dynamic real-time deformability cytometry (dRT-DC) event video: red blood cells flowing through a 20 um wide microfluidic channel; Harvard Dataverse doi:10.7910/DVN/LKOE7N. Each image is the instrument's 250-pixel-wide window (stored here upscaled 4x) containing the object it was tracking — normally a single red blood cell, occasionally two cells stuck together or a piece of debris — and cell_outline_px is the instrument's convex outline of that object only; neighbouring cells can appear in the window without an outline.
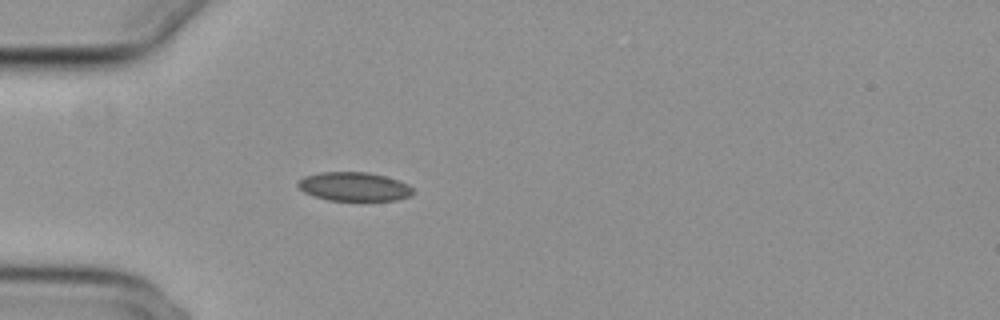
{"species": "common noctule bat (a hibernating species)", "species_latin": "Nyctalus noctula", "temperature_condition": "cold", "stored_images_in_passage": 48, "camera_frame_rate_fps": 3000, "um_per_image_px": 0.085, "animal": {"sex": "female", "body_mass_g": 29.2, "forearm_length_mm": 56.3}, "frame": {"image": 1, "passage_image": 9, "time_ms": 2.667, "image_size_px": [1000, 320], "cell_outline_px": [[412, 196], [396, 200], [328, 200], [304, 192], [296, 184], [304, 176], [320, 172], [368, 172], [384, 176], [408, 184], [412, 188]], "centroid_in_image_um": [30.09, 15.86], "position_along_channel_um": 54.9, "area_um2": 19.13}}
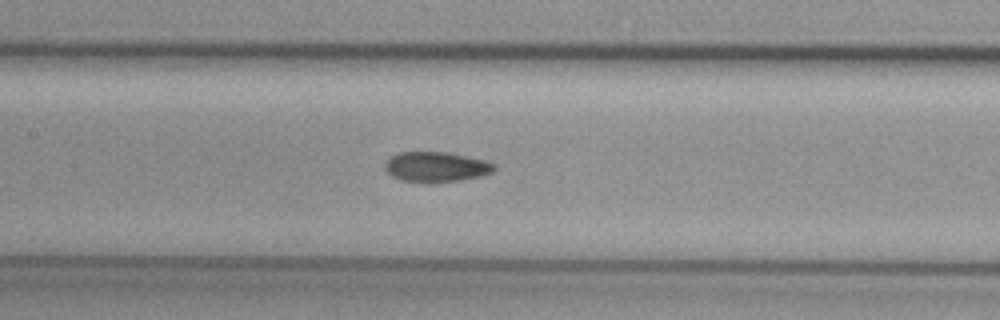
{"frame": {"image": 2, "passage_image": 19, "time_ms": 6.0, "image_size_px": [1000, 320], "cell_outline_px": [[496, 168], [492, 172], [480, 176], [460, 180], [432, 184], [424, 184], [400, 180], [392, 176], [384, 168], [384, 164], [396, 152], [448, 152], [468, 156], [484, 160], [496, 164]], "centroid_in_image_um": [37.06, 14.2], "position_along_channel_um": 170.3, "area_um2": 19.59}}
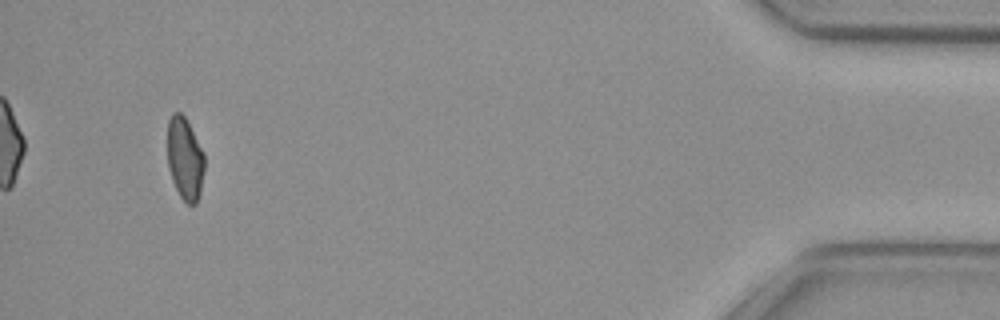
{"frame": {"image": 3, "passage_image": 45, "time_ms": 14.667, "image_size_px": [1000, 320], "cell_outline_px": [[204, 168], [200, 192], [196, 204], [188, 204], [180, 196], [172, 180], [168, 168], [168, 120], [172, 112], [180, 112], [184, 116], [204, 152]], "centroid_in_image_um": [15.71, 13.48], "position_along_channel_um": 419.5, "area_um2": 17.69}, "authors_computed_cell_mechanics": {"area_um2": 19.2474, "velocity_mm_per_s": 3.7327, "shape_relaxation_time_tau1_ms": 7.1646, "shape_relaxation_time_tau2_ms": 2.8084, "deformation_change_tau1": 0.1078, "deformation_change_tau2": 0.0643}}